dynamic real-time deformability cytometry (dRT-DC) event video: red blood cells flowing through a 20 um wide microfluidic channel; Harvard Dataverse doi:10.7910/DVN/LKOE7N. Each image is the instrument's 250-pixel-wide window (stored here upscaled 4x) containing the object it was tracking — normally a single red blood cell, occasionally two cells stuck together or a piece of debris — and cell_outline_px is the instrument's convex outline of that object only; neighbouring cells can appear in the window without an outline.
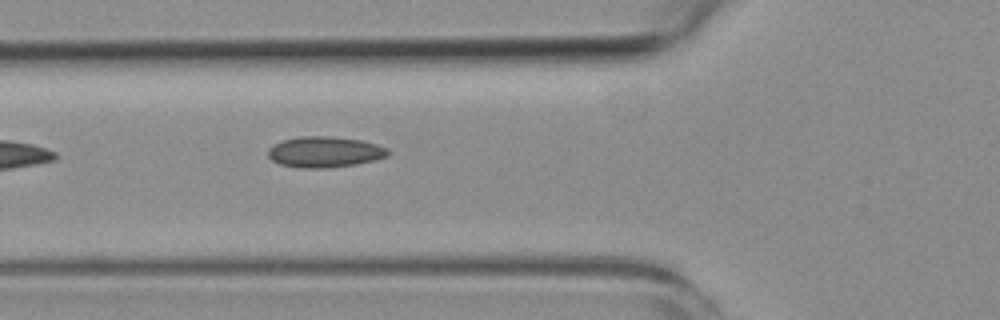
{"species": "common noctule bat (a hibernating species)", "species_latin": "Nyctalus noctula", "temperature_condition": "room temperature", "stored_images_in_passage": 4, "camera_frame_rate_fps": 3000, "um_per_image_px": 0.085, "animal": {"sex": "female", "body_mass_g": 19.3, "forearm_length_mm": 54.1}, "frame": {"image": 1, "passage_image": 4, "time_ms": 3.667, "image_size_px": [1000, 320], "cell_outline_px": [[388, 156], [356, 164], [328, 168], [296, 168], [280, 164], [272, 160], [268, 156], [268, 148], [272, 144], [284, 140], [300, 136], [328, 136], [360, 140], [376, 144], [388, 148]], "centroid_in_image_um": [27.56, 12.92], "position_along_channel_um": 98.2, "area_um2": 21.56}}